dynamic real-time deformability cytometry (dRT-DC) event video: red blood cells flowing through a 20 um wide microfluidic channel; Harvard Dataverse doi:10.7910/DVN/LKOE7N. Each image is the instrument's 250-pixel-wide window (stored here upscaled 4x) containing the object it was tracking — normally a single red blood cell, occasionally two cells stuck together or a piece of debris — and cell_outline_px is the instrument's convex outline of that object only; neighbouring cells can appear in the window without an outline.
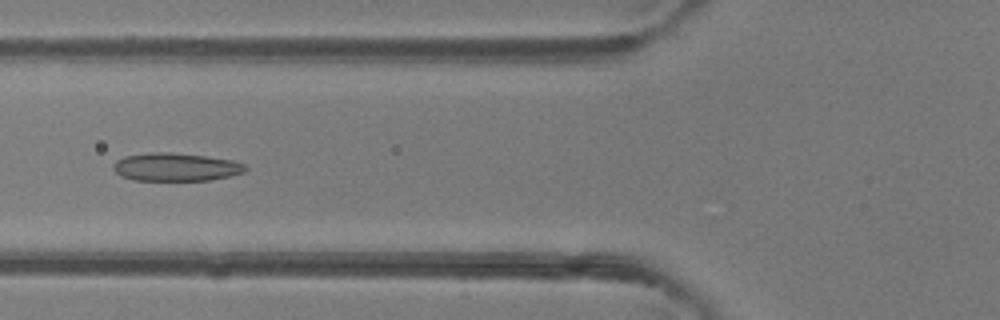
{"species": "common noctule bat (a hibernating species)", "species_latin": "Nyctalus noctula", "temperature_condition": "room temperature", "stored_images_in_passage": 44, "camera_frame_rate_fps": 3000, "um_per_image_px": 0.085, "animal": {"sex": "female"}, "frame": {"image": 1, "passage_image": 15, "time_ms": 4.667, "image_size_px": [1000, 320], "cell_outline_px": [[248, 168], [244, 172], [212, 180], [132, 180], [120, 176], [112, 168], [112, 164], [116, 160], [124, 156], [152, 152], [172, 152], [204, 156], [232, 160], [244, 164]], "centroid_in_image_um": [14.9, 14.19], "position_along_channel_um": 110.9, "area_um2": 21.68}}
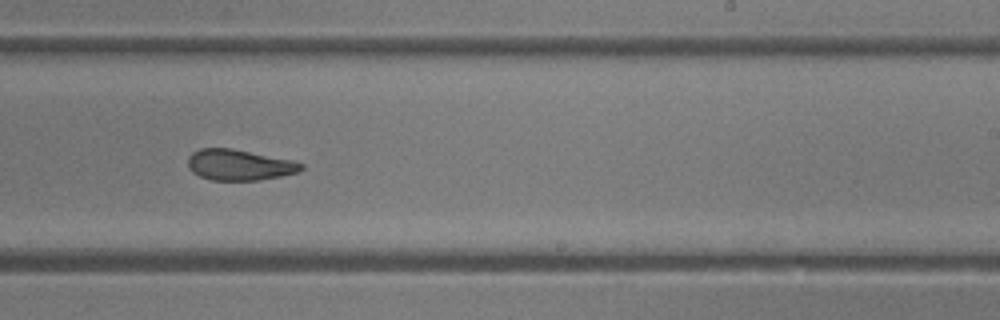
{"frame": {"image": 2, "passage_image": 26, "time_ms": 8.333, "image_size_px": [1000, 320], "cell_outline_px": [[304, 168], [300, 172], [260, 180], [212, 180], [200, 176], [192, 172], [188, 164], [188, 156], [192, 152], [200, 148], [232, 148], [292, 160], [304, 164]], "centroid_in_image_um": [20.35, 14.01], "position_along_channel_um": 268.6, "area_um2": 20.4}}
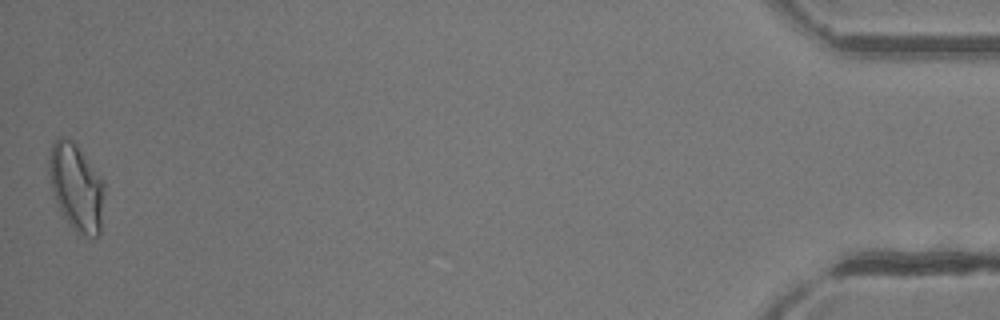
{"frame": {"image": 3, "passage_image": 44, "time_ms": 14.333, "image_size_px": [1000, 320], "cell_outline_px": [[104, 192], [100, 232], [96, 236], [84, 236], [76, 232], [68, 224], [56, 200], [52, 188], [48, 168], [48, 156], [52, 144], [60, 136], [64, 136], [72, 140], [76, 144], [104, 180]], "centroid_in_image_um": [6.49, 15.89], "position_along_channel_um": 428.7, "area_um2": 27.98}, "authors_computed_cell_mechanics": {"area_um2": 22.1085, "velocity_mm_per_s": 4.3051, "shape_relaxation_time_tau1_ms": 3.8366, "shape_relaxation_time_tau2_ms": 2.9432, "deformation_change_tau1": 0.1436, "deformation_change_tau2": 0.0881}}